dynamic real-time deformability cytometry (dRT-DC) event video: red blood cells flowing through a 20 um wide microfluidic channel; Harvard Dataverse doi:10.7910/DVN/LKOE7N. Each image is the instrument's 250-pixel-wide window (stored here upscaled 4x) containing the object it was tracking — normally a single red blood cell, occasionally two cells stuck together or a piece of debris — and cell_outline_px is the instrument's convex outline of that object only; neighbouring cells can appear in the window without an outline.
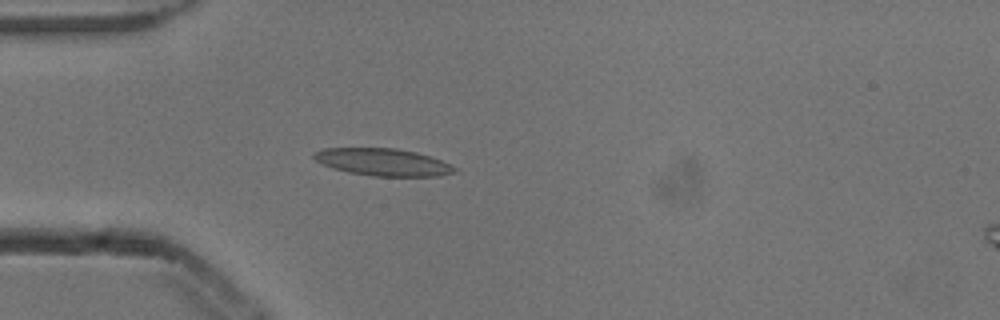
{"species": "common noctule bat (a hibernating species)", "species_latin": "Nyctalus noctula", "temperature_condition": "cold", "stored_images_in_passage": 2, "camera_frame_rate_fps": 3000, "um_per_image_px": 0.085, "animal": {"sex": "male", "body_mass_g": 13.3}, "frame": {"image": 1, "passage_image": 2, "time_ms": 0.333, "image_size_px": [1000, 320], "cell_outline_px": [[456, 172], [440, 176], [372, 176], [348, 172], [332, 168], [316, 160], [312, 156], [312, 152], [324, 148], [396, 148], [416, 152], [452, 164], [456, 168]], "centroid_in_image_um": [32.54, 13.78], "position_along_channel_um": 52.5, "area_um2": 22.37}}